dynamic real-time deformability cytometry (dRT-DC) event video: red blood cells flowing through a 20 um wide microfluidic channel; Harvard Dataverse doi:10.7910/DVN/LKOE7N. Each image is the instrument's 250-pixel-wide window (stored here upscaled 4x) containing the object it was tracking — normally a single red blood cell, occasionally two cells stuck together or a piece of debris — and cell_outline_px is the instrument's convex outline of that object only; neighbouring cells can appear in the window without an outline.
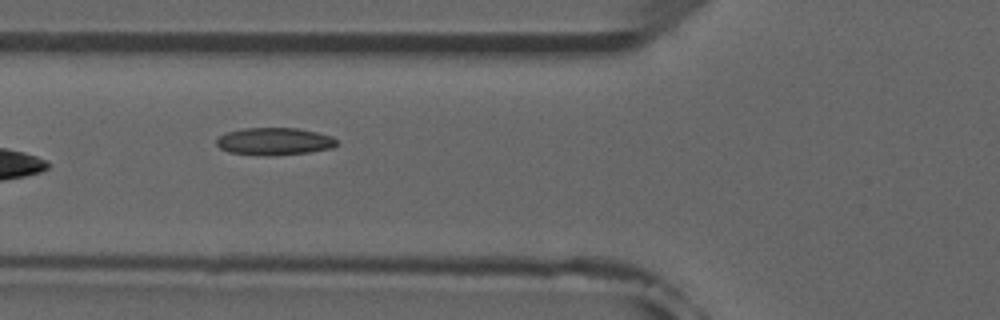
{"species": "common noctule bat (a hibernating species)", "species_latin": "Nyctalus noctula", "temperature_condition": "room temperature", "stored_images_in_passage": 5, "camera_frame_rate_fps": 3000, "um_per_image_px": 0.085, "animal": {"sex": "male", "forearm_length_mm": 52.5}, "frame": {"image": 1, "passage_image": 5, "time_ms": 4.667, "image_size_px": [1000, 320], "cell_outline_px": [[336, 144], [332, 148], [308, 152], [276, 156], [268, 156], [228, 152], [220, 148], [216, 144], [216, 140], [220, 136], [228, 132], [244, 128], [296, 128], [316, 132], [332, 136], [336, 140]], "centroid_in_image_um": [23.31, 12.02], "position_along_channel_um": 102.5, "area_um2": 19.13}}